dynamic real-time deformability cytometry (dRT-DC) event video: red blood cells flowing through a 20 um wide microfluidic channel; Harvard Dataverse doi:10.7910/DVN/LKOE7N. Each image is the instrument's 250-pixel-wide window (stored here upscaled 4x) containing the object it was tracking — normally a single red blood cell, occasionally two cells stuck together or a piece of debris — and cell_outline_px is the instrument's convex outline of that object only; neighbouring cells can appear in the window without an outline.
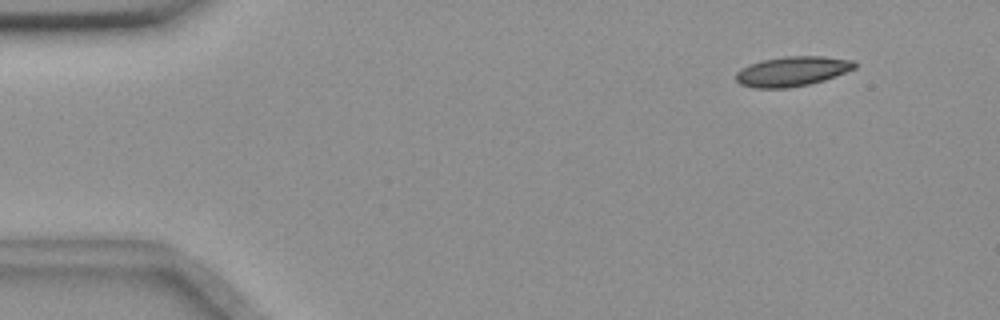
{"species": "common noctule bat (a hibernating species)", "species_latin": "Nyctalus noctula", "temperature_condition": "room temperature", "stored_images_in_passage": 4, "camera_frame_rate_fps": 3000, "um_per_image_px": 0.085, "animal": {"sex": "female", "body_mass_g": 18.4}, "frame": {"image": 1, "passage_image": 1, "time_ms": 0.0, "image_size_px": [1000, 320], "cell_outline_px": [[856, 68], [824, 80], [808, 84], [788, 88], [752, 88], [740, 84], [736, 80], [736, 72], [740, 68], [748, 64], [760, 60], [784, 56], [824, 56], [856, 60]], "centroid_in_image_um": [67.32, 6.05], "position_along_channel_um": 17.7, "area_um2": 20.87}}
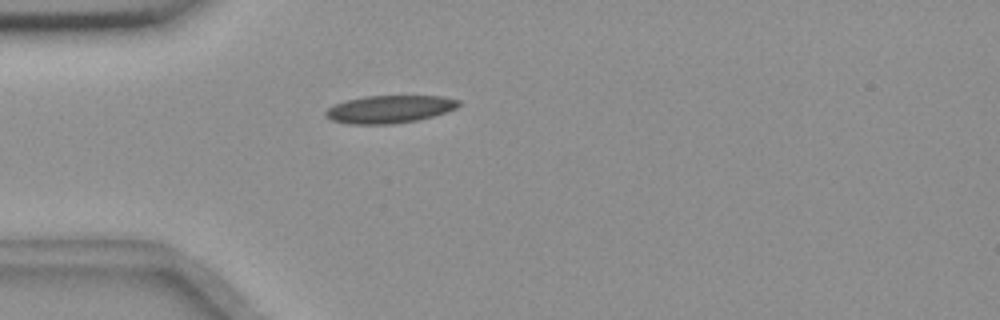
{"frame": {"image": 2, "passage_image": 4, "time_ms": 3.333, "image_size_px": [1000, 320], "cell_outline_px": [[460, 104], [456, 108], [432, 116], [416, 120], [392, 124], [348, 124], [332, 120], [324, 112], [328, 108], [344, 100], [364, 96], [440, 96], [460, 100]], "centroid_in_image_um": [33.09, 9.27], "position_along_channel_um": 51.9, "area_um2": 21.27}}